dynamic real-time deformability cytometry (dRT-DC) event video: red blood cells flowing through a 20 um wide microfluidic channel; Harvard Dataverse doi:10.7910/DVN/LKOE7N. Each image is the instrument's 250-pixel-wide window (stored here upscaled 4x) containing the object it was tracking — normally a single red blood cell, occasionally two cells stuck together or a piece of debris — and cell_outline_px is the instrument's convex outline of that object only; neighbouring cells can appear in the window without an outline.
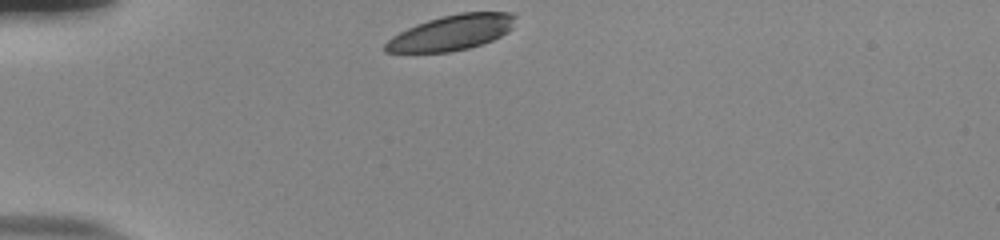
{"species": "human", "species_latin": "Homo sapiens", "temperature_condition": "room temperature", "stored_images_in_passage": 32, "camera_frame_rate_fps": 3000, "um_per_image_px": 0.085, "donor": {"sex": "male"}, "frame": {"image": 1, "passage_image": 1, "time_ms": 0.0, "image_size_px": [1000, 240], "cell_outline_px": [[516, 16], [512, 28], [500, 36], [492, 40], [468, 48], [448, 52], [384, 52], [384, 44], [392, 36], [416, 24], [440, 16], [460, 12], [512, 12]], "centroid_in_image_um": [38.38, 2.76], "position_along_channel_um": 46.6, "area_um2": 26.59}}
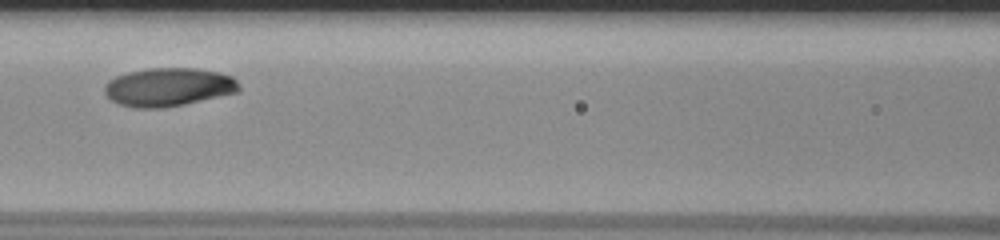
{"frame": {"image": 2, "passage_image": 12, "time_ms": 3.667, "image_size_px": [1000, 240], "cell_outline_px": [[240, 92], [184, 104], [164, 108], [132, 108], [120, 104], [112, 100], [104, 92], [104, 84], [108, 80], [116, 76], [128, 72], [148, 68], [196, 68], [220, 72], [232, 76], [240, 84]], "centroid_in_image_um": [14.34, 7.4], "position_along_channel_um": 152.3, "area_um2": 30.4}}
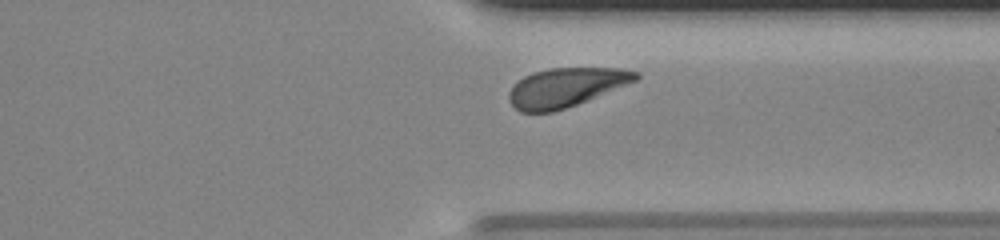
{"frame": {"image": 3, "passage_image": 29, "time_ms": 9.333, "image_size_px": [1000, 240], "cell_outline_px": [[640, 76], [636, 80], [588, 100], [552, 112], [520, 112], [508, 100], [508, 92], [524, 76], [532, 72], [548, 68], [620, 68], [640, 72]], "centroid_in_image_um": [48.09, 7.42], "position_along_channel_um": 363.3, "area_um2": 28.55}, "authors_computed_cell_mechanics": {"area_um2": 29.5358, "velocity_mm_per_s": 3.7238, "shape_relaxation_time_tau1_ms": 2.6566, "shape_relaxation_time_tau2_ms": null, "deformation_change_tau1": 0.157, "deformation_change_tau2": null}}